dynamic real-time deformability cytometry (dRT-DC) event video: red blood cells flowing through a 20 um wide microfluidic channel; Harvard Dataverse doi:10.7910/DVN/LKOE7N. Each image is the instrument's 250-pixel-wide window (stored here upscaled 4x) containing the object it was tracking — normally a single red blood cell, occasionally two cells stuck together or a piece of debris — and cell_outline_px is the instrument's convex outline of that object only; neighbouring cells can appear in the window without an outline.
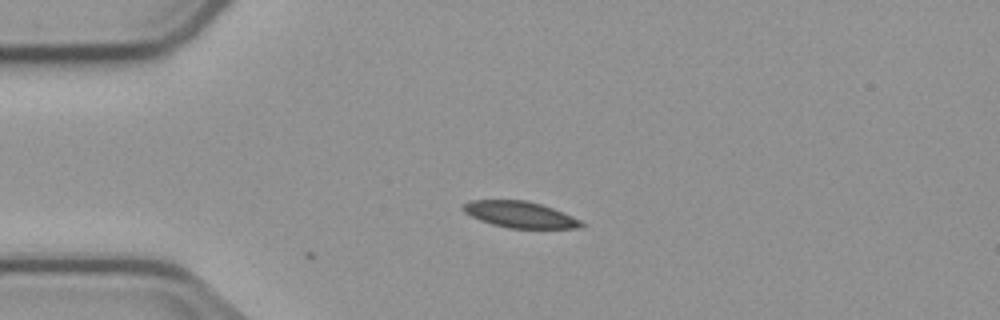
{"species": "common noctule bat (a hibernating species)", "species_latin": "Nyctalus noctula", "temperature_condition": "cold", "stored_images_in_passage": 1, "camera_frame_rate_fps": 3000, "um_per_image_px": 0.085, "animal": {"sex": "male", "body_mass_g": 23.1, "forearm_length_mm": 52.7}, "frame": {"image": 1, "passage_image": 1, "time_ms": 0.0, "image_size_px": [1000, 320], "cell_outline_px": [[584, 228], [508, 228], [492, 224], [480, 220], [464, 212], [460, 208], [464, 204], [472, 200], [528, 200], [564, 212], [580, 220], [584, 224]], "centroid_in_image_um": [44.2, 18.24], "position_along_channel_um": 40.8, "area_um2": 18.09}}